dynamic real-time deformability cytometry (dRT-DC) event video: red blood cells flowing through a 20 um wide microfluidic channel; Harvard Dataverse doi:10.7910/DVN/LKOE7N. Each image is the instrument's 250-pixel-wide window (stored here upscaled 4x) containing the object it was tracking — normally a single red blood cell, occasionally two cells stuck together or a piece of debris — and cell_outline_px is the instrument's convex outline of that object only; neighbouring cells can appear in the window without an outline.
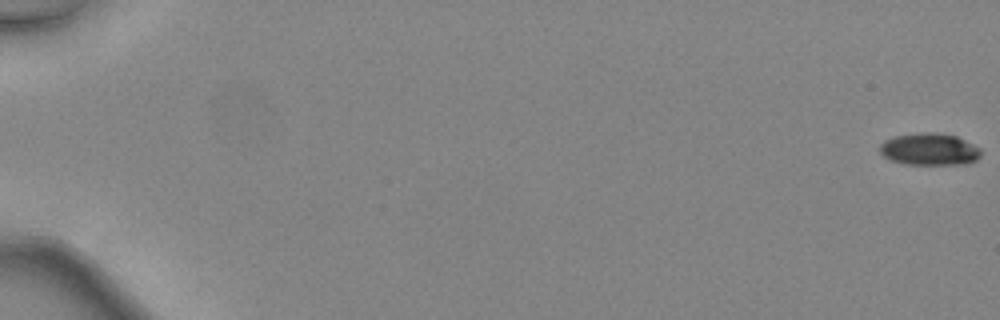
{"species": "common noctule bat (a hibernating species)", "species_latin": "Nyctalus noctula", "temperature_condition": "warm", "stored_images_in_passage": 16, "camera_frame_rate_fps": 3000, "um_per_image_px": 0.085, "animal": {"sex": "female", "body_mass_g": 24.6, "forearm_length_mm": 56.2}, "frame": {"image": 1, "passage_image": 1, "time_ms": 0.0, "image_size_px": [1000, 320], "cell_outline_px": [[980, 156], [976, 160], [968, 164], [904, 164], [892, 160], [884, 156], [880, 152], [880, 144], [884, 140], [896, 136], [928, 132], [956, 136], [980, 148]], "centroid_in_image_um": [79.01, 12.7], "position_along_channel_um": 6.0, "area_um2": 18.61}}
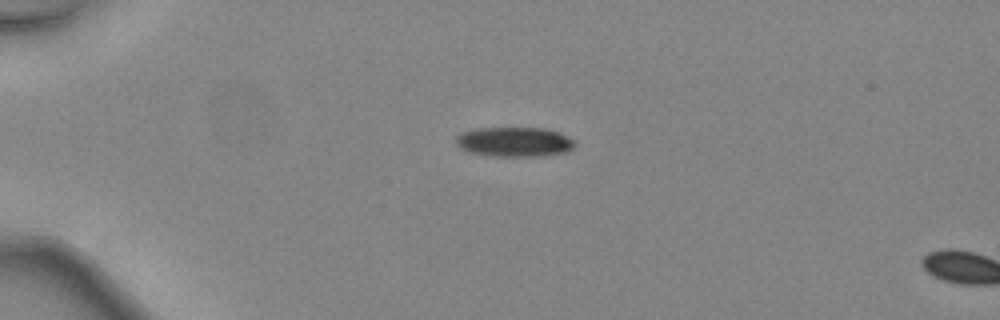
{"frame": {"image": 2, "passage_image": 14, "time_ms": 4.333, "image_size_px": [1000, 320], "cell_outline_px": [[576, 144], [568, 152], [544, 156], [488, 156], [468, 152], [460, 148], [456, 144], [456, 136], [460, 132], [476, 128], [548, 128], [560, 132], [576, 140]], "centroid_in_image_um": [43.74, 12.06], "position_along_channel_um": 41.3, "area_um2": 21.04}}